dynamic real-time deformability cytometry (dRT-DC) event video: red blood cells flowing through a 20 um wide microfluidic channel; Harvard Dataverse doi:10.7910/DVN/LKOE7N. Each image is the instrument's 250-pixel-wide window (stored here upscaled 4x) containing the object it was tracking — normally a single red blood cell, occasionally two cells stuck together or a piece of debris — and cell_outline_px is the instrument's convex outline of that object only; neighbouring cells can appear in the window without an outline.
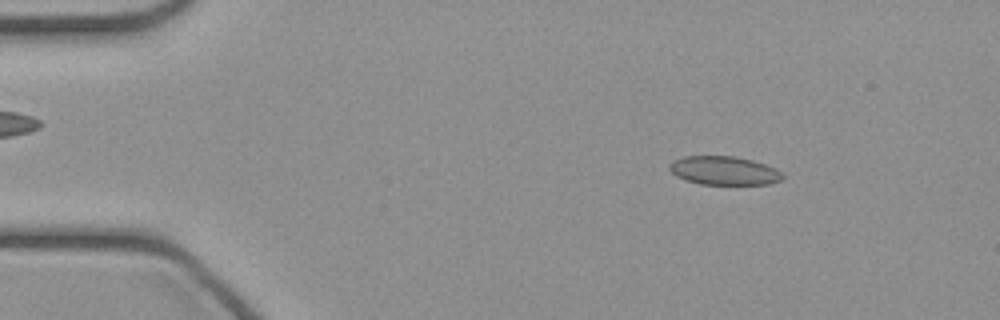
{"species": "common noctule bat (a hibernating species)", "species_latin": "Nyctalus noctula", "temperature_condition": "cold", "stored_images_in_passage": 47, "camera_frame_rate_fps": 3000, "um_per_image_px": 0.085, "animal": {"sex": "female", "body_mass_g": 21.9}, "frame": {"image": 1, "passage_image": 6, "time_ms": 1.667, "image_size_px": [1000, 320], "cell_outline_px": [[784, 180], [768, 184], [700, 184], [684, 180], [676, 176], [668, 168], [668, 164], [672, 160], [684, 156], [736, 156], [752, 160], [776, 168], [784, 176]], "centroid_in_image_um": [61.52, 14.5], "position_along_channel_um": 23.5, "area_um2": 19.07}}
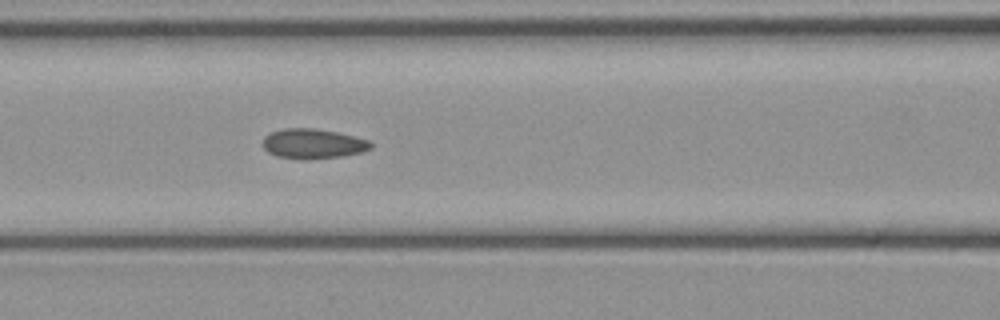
{"frame": {"image": 2, "passage_image": 19, "time_ms": 6.0, "image_size_px": [1000, 320], "cell_outline_px": [[372, 148], [364, 152], [344, 156], [308, 160], [304, 160], [276, 156], [268, 152], [260, 144], [264, 136], [272, 132], [284, 128], [316, 128], [336, 132], [368, 140], [372, 144]], "centroid_in_image_um": [26.58, 12.23], "position_along_channel_um": 140.0, "area_um2": 19.07}}
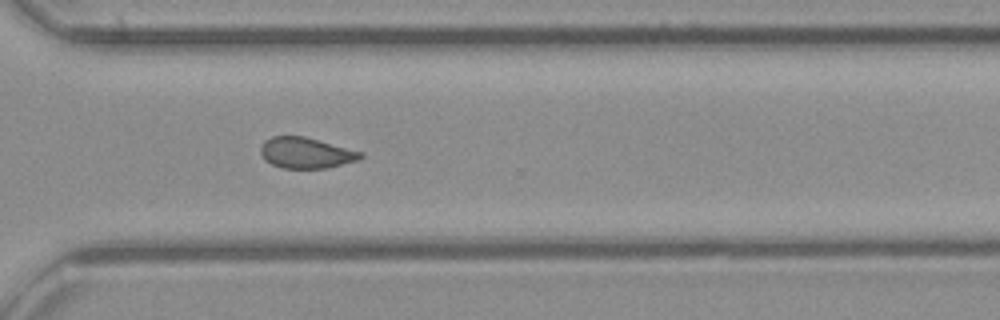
{"frame": {"image": 3, "passage_image": 33, "time_ms": 10.667, "image_size_px": [1000, 320], "cell_outline_px": [[364, 156], [356, 160], [324, 168], [280, 168], [264, 160], [260, 152], [260, 148], [264, 140], [272, 136], [304, 136], [360, 152]], "centroid_in_image_um": [25.91, 12.99], "position_along_channel_um": 344.7, "area_um2": 17.63}}